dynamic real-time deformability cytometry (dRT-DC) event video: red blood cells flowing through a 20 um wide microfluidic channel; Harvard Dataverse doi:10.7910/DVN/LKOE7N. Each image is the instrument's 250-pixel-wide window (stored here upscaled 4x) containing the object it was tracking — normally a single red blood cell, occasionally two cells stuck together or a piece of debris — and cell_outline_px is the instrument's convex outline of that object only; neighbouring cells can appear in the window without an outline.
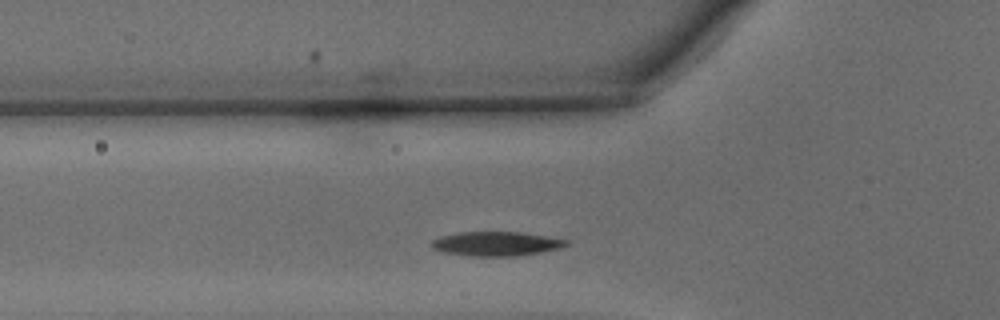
{"species": "common noctule bat (a hibernating species)", "species_latin": "Nyctalus noctula", "temperature_condition": "warm", "stored_images_in_passage": 25, "camera_frame_rate_fps": 3000, "um_per_image_px": 0.085, "animal": {"sex": "male", "body_mass_g": 15.6}, "frame": {"image": 1, "passage_image": 5, "time_ms": 1.333, "image_size_px": [1000, 320], "cell_outline_px": [[572, 244], [560, 248], [540, 252], [516, 256], [468, 256], [444, 252], [432, 248], [432, 240], [440, 236], [460, 232], [520, 232], [568, 240]], "centroid_in_image_um": [42.19, 20.72], "position_along_channel_um": 83.6, "area_um2": 19.02}}
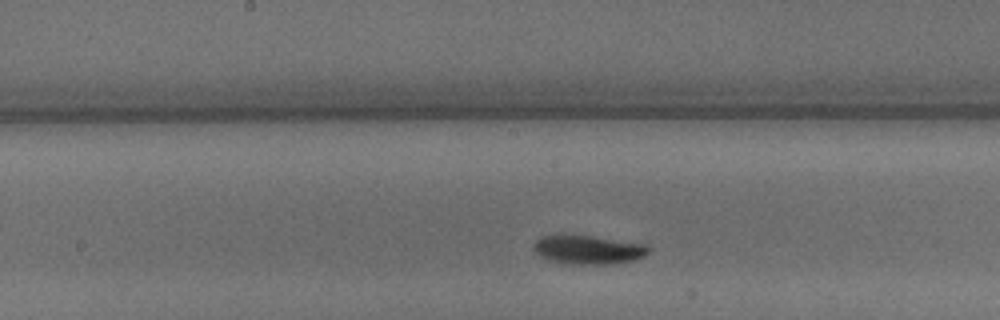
{"frame": {"image": 2, "passage_image": 13, "time_ms": 4.0, "image_size_px": [1000, 320], "cell_outline_px": [[652, 248], [644, 256], [632, 260], [612, 264], [560, 264], [540, 256], [532, 248], [532, 244], [540, 236], [592, 236], [648, 244]], "centroid_in_image_um": [50.01, 21.24], "position_along_channel_um": 198.2, "area_um2": 19.36}}
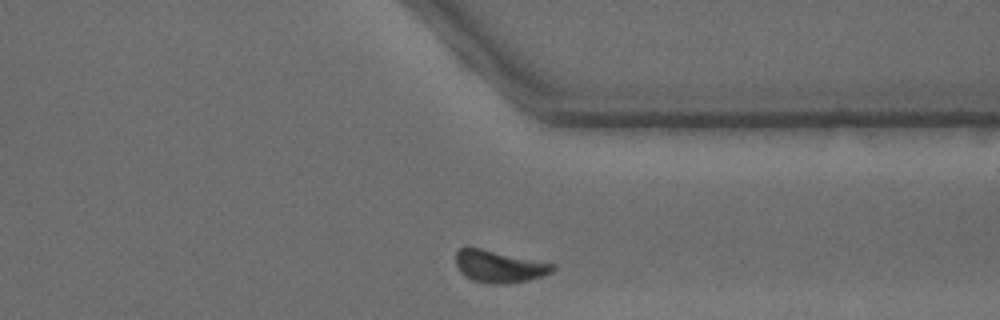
{"frame": {"image": 3, "passage_image": 25, "time_ms": 8.0, "image_size_px": [1000, 320], "cell_outline_px": [[556, 268], [552, 272], [544, 276], [528, 280], [504, 284], [492, 284], [472, 280], [464, 276], [460, 272], [456, 264], [456, 252], [460, 248], [468, 244], [556, 264]], "centroid_in_image_um": [42.41, 22.61], "position_along_channel_um": 369.0, "area_um2": 18.84}, "authors_computed_cell_mechanics": {"area_um2": 18.9584, "velocity_mm_per_s": 4.2885, "shape_relaxation_time_tau1_ms": 1.5101, "shape_relaxation_time_tau2_ms": null, "deformation_change_tau1": 0.0865, "deformation_change_tau2": null}}